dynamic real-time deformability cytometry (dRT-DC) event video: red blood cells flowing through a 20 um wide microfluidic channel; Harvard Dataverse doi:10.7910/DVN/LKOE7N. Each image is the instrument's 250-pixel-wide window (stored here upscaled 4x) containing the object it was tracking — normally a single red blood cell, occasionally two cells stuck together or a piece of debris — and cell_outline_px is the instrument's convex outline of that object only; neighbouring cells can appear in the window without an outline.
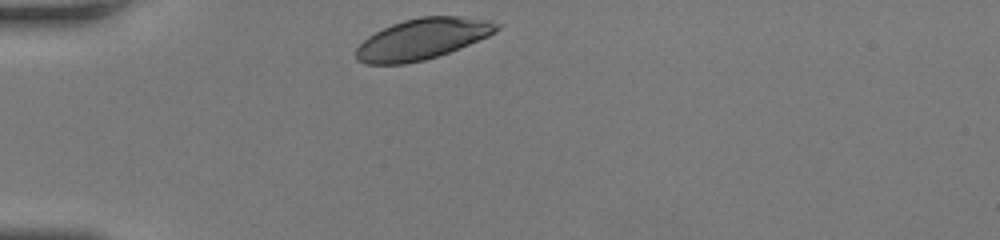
{"species": "human", "species_latin": "Homo sapiens", "temperature_condition": "room temperature", "stored_images_in_passage": 28, "camera_frame_rate_fps": 3000, "um_per_image_px": 0.085, "donor": {"sex": "female"}, "frame": {"image": 1, "passage_image": 1, "time_ms": 0.0, "image_size_px": [1000, 240], "cell_outline_px": [[500, 28], [496, 32], [488, 36], [448, 52], [424, 60], [404, 64], [368, 64], [356, 60], [356, 48], [368, 36], [392, 24], [404, 20], [420, 16], [460, 16], [488, 20], [500, 24]], "centroid_in_image_um": [35.89, 3.3], "position_along_channel_um": 49.1, "area_um2": 33.23}}
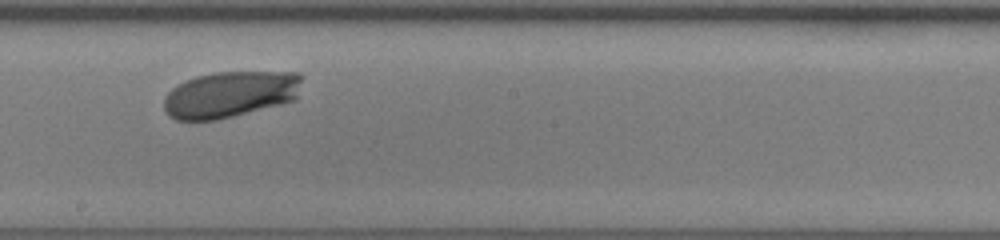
{"frame": {"image": 2, "passage_image": 16, "time_ms": 5.0, "image_size_px": [1000, 240], "cell_outline_px": [[304, 76], [296, 100], [216, 120], [176, 120], [168, 116], [164, 108], [164, 96], [176, 84], [184, 80], [196, 76], [212, 72], [300, 72]], "centroid_in_image_um": [19.56, 8.0], "position_along_channel_um": 228.6, "area_um2": 37.63}}
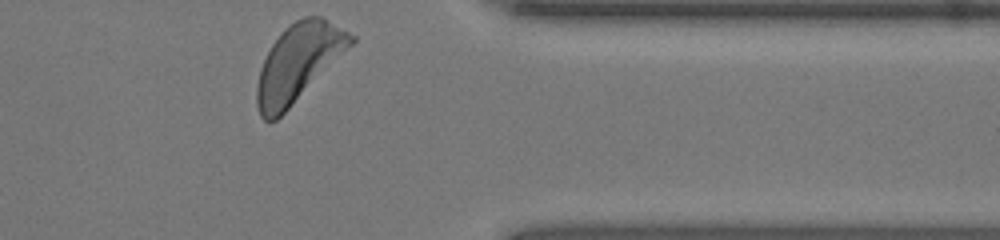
{"frame": {"image": 3, "passage_image": 28, "time_ms": 9.0, "image_size_px": [1000, 240], "cell_outline_px": [[356, 40], [276, 120], [264, 120], [260, 116], [256, 104], [256, 88], [260, 68], [272, 44], [280, 32], [288, 24], [304, 16], [324, 16], [356, 36]], "centroid_in_image_um": [25.34, 5.28], "position_along_channel_um": 386.1, "area_um2": 41.67}, "authors_computed_cell_mechanics": {"area_um2": 37.1654, "velocity_mm_per_s": 4.1425, "shape_relaxation_time_tau1_ms": 1.7936, "shape_relaxation_time_tau2_ms": null, "deformation_change_tau1": 0.136, "deformation_change_tau2": null}}